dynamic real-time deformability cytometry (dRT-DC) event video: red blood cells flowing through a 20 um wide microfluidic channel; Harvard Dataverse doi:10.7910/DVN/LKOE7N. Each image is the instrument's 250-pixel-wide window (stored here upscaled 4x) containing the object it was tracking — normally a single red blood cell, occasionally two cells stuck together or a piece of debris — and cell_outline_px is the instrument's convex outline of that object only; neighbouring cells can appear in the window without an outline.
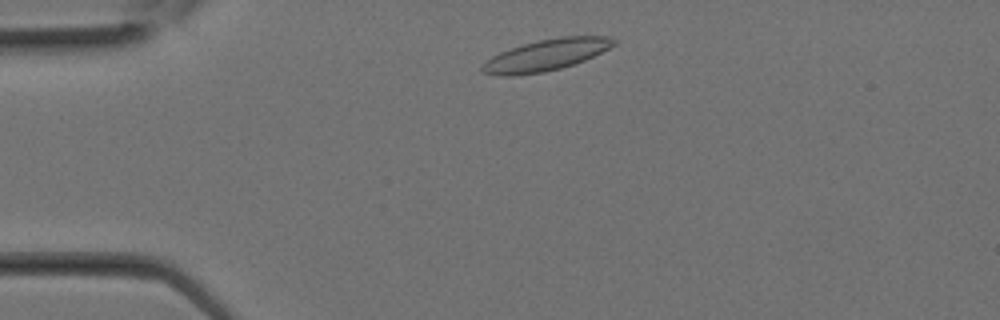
{"species": "Egyptian fruit bat (a non-hibernating species)", "species_latin": "Rousettus aegyptiacus", "temperature_condition": "room temperature", "stored_images_in_passage": 23, "camera_frame_rate_fps": 3000, "um_per_image_px": 0.085, "animal": {"sex": "female"}, "frame": {"image": 1, "passage_image": 2, "time_ms": 0.333, "image_size_px": [1000, 320], "cell_outline_px": [[616, 44], [584, 60], [560, 68], [544, 72], [512, 76], [496, 76], [480, 72], [480, 68], [492, 56], [500, 52], [524, 44], [540, 40], [560, 36], [608, 36], [616, 40]], "centroid_in_image_um": [46.38, 4.69], "position_along_channel_um": 38.6, "area_um2": 23.81}}
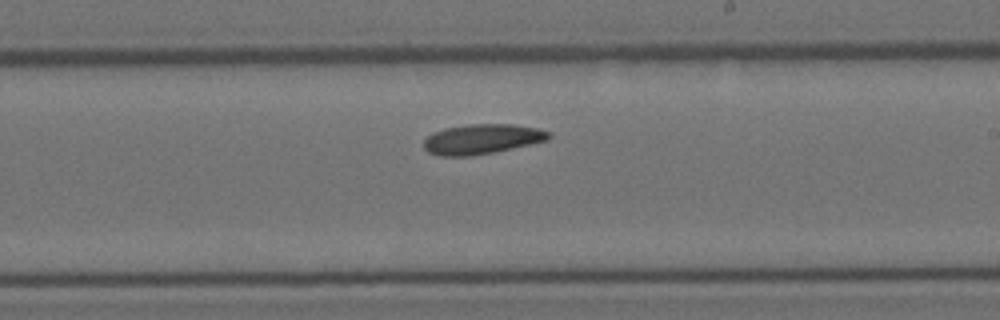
{"frame": {"image": 2, "passage_image": 12, "time_ms": 3.667, "image_size_px": [1000, 320], "cell_outline_px": [[552, 136], [548, 140], [492, 152], [472, 156], [440, 156], [428, 152], [424, 148], [424, 140], [432, 132], [444, 128], [468, 124], [512, 124], [540, 128], [552, 132]], "centroid_in_image_um": [40.97, 11.81], "position_along_channel_um": 248.0, "area_um2": 21.91}}
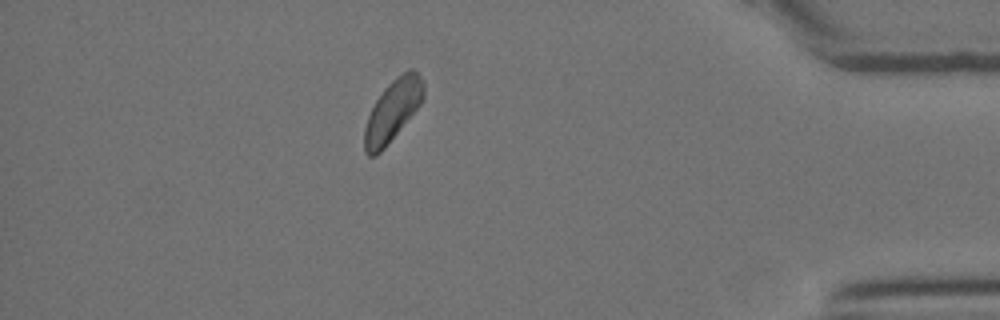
{"frame": {"image": 3, "passage_image": 20, "time_ms": 6.333, "image_size_px": [1000, 320], "cell_outline_px": [[424, 96], [420, 104], [384, 148], [376, 156], [368, 156], [364, 152], [364, 128], [368, 116], [376, 100], [384, 88], [396, 76], [408, 68], [412, 68], [424, 80]], "centroid_in_image_um": [33.37, 9.37], "position_along_channel_um": 401.8, "area_um2": 20.98}}